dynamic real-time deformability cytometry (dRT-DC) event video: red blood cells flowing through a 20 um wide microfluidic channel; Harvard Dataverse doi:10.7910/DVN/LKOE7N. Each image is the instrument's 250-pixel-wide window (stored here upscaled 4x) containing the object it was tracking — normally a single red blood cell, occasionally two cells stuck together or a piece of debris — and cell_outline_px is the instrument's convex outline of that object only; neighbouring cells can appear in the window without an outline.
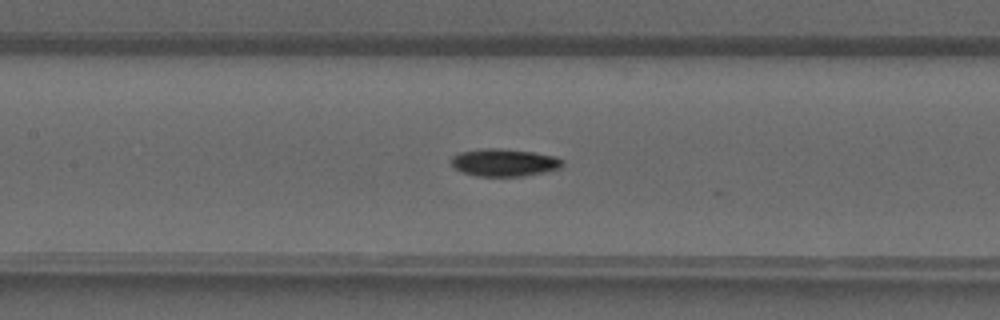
{"species": "common noctule bat (a hibernating species)", "species_latin": "Nyctalus noctula", "temperature_condition": "warm", "stored_images_in_passage": 42, "camera_frame_rate_fps": 3000, "um_per_image_px": 0.085, "animal": {"sex": "male", "forearm_length_mm": 52.5}, "frame": {"image": 1, "passage_image": 20, "time_ms": 6.333, "image_size_px": [1000, 320], "cell_outline_px": [[564, 164], [560, 168], [544, 172], [524, 176], [476, 176], [460, 172], [452, 164], [452, 156], [460, 152], [484, 148], [500, 148], [532, 152], [556, 156], [564, 160]], "centroid_in_image_um": [42.88, 13.81], "position_along_channel_um": 164.5, "area_um2": 17.92}}
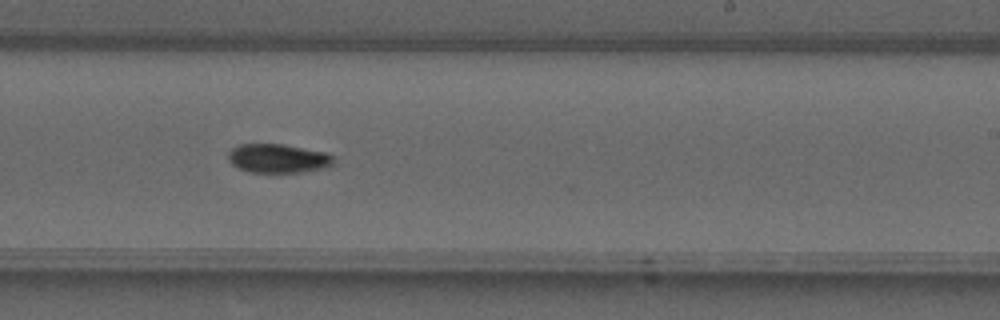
{"frame": {"image": 2, "passage_image": 26, "time_ms": 8.333, "image_size_px": [1000, 320], "cell_outline_px": [[332, 164], [328, 168], [300, 172], [248, 172], [232, 164], [228, 160], [228, 152], [232, 148], [240, 144], [280, 144], [324, 152], [332, 156]], "centroid_in_image_um": [23.6, 13.47], "position_along_channel_um": 265.4, "area_um2": 17.57}}
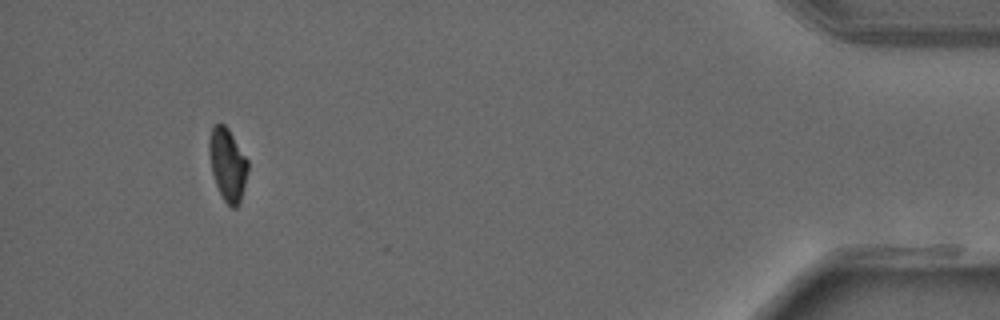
{"frame": {"image": 3, "passage_image": 39, "time_ms": 12.667, "image_size_px": [1000, 320], "cell_outline_px": [[248, 168], [240, 204], [236, 208], [232, 208], [224, 200], [216, 184], [212, 172], [208, 152], [208, 140], [212, 128], [216, 124], [224, 124], [228, 128], [248, 160]], "centroid_in_image_um": [19.34, 13.98], "position_along_channel_um": 415.9, "area_um2": 16.3}}